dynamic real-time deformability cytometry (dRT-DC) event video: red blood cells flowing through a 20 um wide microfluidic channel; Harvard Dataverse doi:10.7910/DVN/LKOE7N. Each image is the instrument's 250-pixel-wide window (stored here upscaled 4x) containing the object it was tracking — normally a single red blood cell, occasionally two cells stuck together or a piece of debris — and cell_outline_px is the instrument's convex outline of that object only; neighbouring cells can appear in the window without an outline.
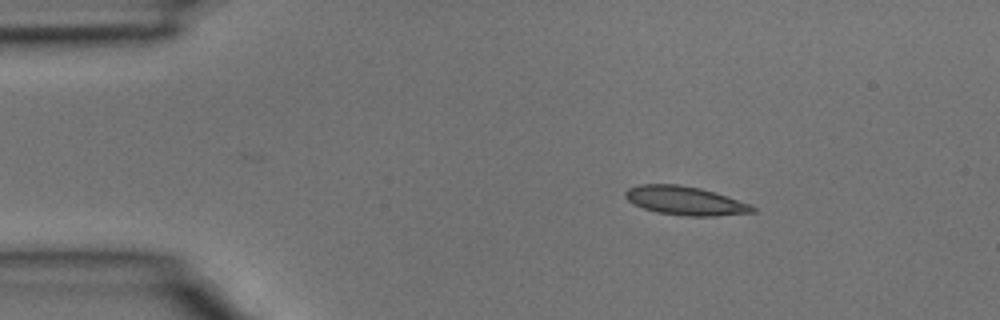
{"species": "common noctule bat (a hibernating species)", "species_latin": "Nyctalus noctula", "temperature_condition": "room temperature", "stored_images_in_passage": 3, "camera_frame_rate_fps": 3000, "um_per_image_px": 0.085, "animal": {"sex": "male", "body_mass_g": 15.6}, "frame": {"image": 1, "passage_image": 1, "time_ms": 0.0, "image_size_px": [1000, 320], "cell_outline_px": [[756, 212], [716, 216], [688, 216], [656, 212], [644, 208], [628, 200], [624, 196], [624, 192], [628, 188], [640, 184], [676, 184], [700, 188], [752, 204], [756, 208]], "centroid_in_image_um": [58.26, 17.06], "position_along_channel_um": 26.7, "area_um2": 21.21}}